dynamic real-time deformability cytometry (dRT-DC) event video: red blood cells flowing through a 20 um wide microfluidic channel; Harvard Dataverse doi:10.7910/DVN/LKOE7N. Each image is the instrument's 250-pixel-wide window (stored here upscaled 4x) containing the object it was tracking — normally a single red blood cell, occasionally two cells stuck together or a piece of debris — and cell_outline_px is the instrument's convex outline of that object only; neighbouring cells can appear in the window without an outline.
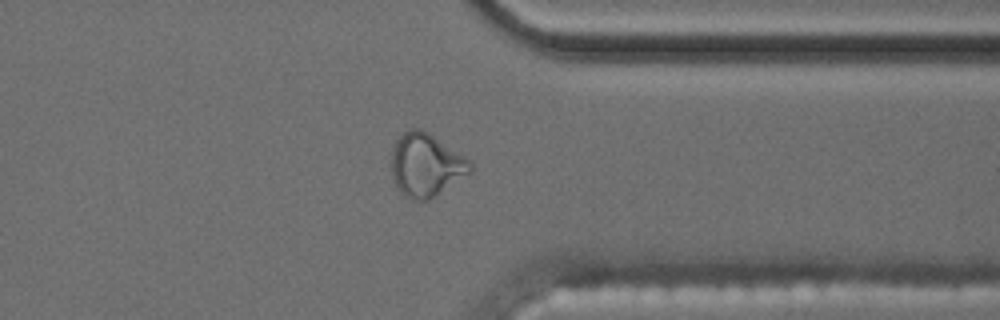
{"species": "common noctule bat (a hibernating species)", "species_latin": "Nyctalus noctula", "temperature_condition": "cold", "stored_images_in_passage": 42, "camera_frame_rate_fps": 3000, "um_per_image_px": 0.085, "animal": {"sex": "male", "body_mass_g": 17.5, "forearm_length_mm": 52.3}, "frame": {"image": 1, "passage_image": 30, "time_ms": 9.667, "image_size_px": [1000, 320], "cell_outline_px": [[472, 172], [436, 196], [428, 200], [412, 200], [404, 196], [400, 192], [392, 176], [392, 152], [396, 140], [404, 132], [412, 128], [420, 128], [428, 132], [468, 160], [472, 164]], "centroid_in_image_um": [36.2, 14.05], "position_along_channel_um": 375.2, "area_um2": 28.73}, "authors_computed_cell_mechanics": {"area_um2": 20.3745, "velocity_mm_per_s": 3.5451, "shape_relaxation_time_tau1_ms": null, "shape_relaxation_time_tau2_ms": 1.3062, "deformation_change_tau1": null, "deformation_change_tau2": 0.0813}}